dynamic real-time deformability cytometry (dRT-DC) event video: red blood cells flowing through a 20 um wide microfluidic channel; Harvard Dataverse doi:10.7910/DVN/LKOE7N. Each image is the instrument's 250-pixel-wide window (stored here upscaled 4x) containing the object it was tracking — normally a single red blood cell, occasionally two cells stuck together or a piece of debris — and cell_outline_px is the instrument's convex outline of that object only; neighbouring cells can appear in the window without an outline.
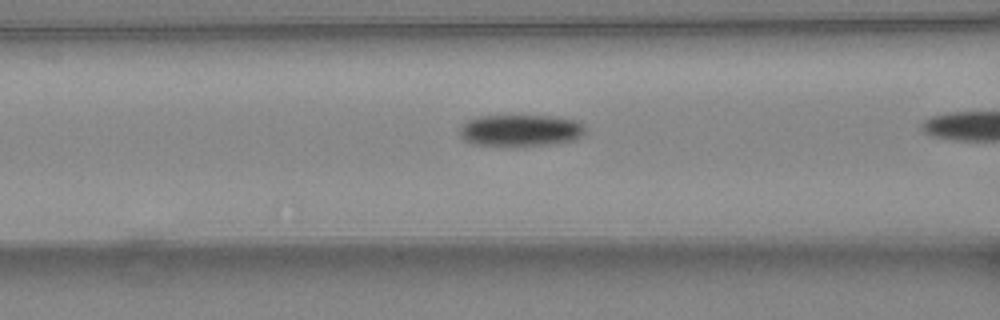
{"species": "common noctule bat (a hibernating species)", "species_latin": "Nyctalus noctula", "temperature_condition": "warm", "stored_images_in_passage": 29, "camera_frame_rate_fps": 3000, "um_per_image_px": 0.085, "animal": {"sex": "female", "body_mass_g": 24.6, "forearm_length_mm": 56.2}, "frame": {"image": 1, "passage_image": 17, "time_ms": 5.333, "image_size_px": [1000, 320], "cell_outline_px": [[588, 128], [584, 136], [576, 140], [548, 144], [472, 144], [464, 140], [460, 136], [460, 124], [476, 116], [552, 116], [580, 120]], "centroid_in_image_um": [44.32, 11.05], "position_along_channel_um": 122.3, "area_um2": 23.18}}
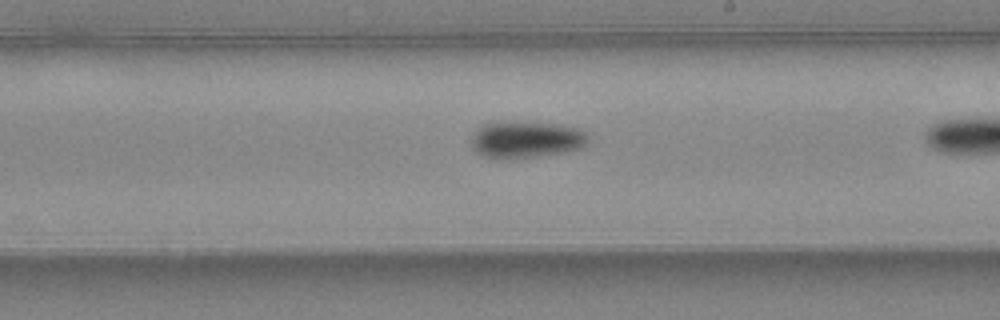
{"frame": {"image": 2, "passage_image": 25, "time_ms": 8.0, "image_size_px": [1000, 320], "cell_outline_px": [[588, 144], [584, 148], [568, 152], [512, 160], [492, 160], [476, 152], [472, 148], [472, 136], [484, 124], [556, 124], [580, 128], [588, 132]], "centroid_in_image_um": [44.8, 11.95], "position_along_channel_um": 244.2, "area_um2": 25.03}}